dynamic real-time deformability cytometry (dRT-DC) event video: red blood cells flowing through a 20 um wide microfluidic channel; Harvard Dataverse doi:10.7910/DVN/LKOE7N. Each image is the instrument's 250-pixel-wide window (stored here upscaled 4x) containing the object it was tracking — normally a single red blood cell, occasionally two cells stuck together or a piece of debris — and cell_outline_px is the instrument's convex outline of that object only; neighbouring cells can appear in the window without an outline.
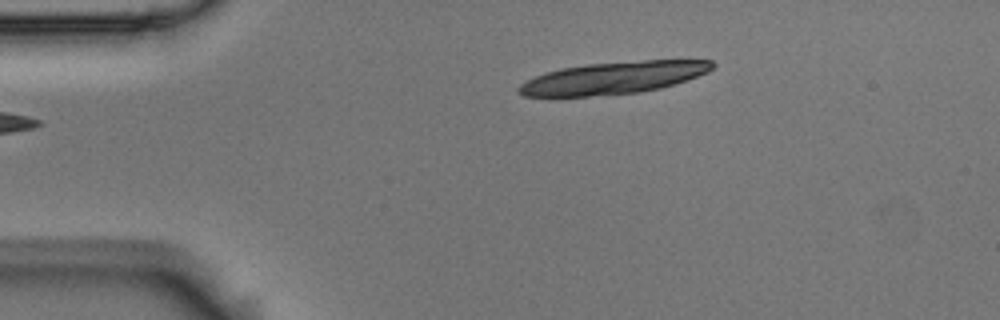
{"species": "Egyptian fruit bat (a non-hibernating species)", "species_latin": "Rousettus aegyptiacus", "temperature_condition": "room temperature", "stored_images_in_passage": 2, "camera_frame_rate_fps": 3000, "um_per_image_px": 0.085, "animal": {"sex": "male"}, "frame": {"image": 1, "passage_image": 2, "time_ms": 0.333, "image_size_px": [1000, 320], "cell_outline_px": [[716, 64], [708, 72], [660, 88], [636, 92], [588, 96], [524, 96], [516, 92], [516, 88], [520, 84], [544, 72], [560, 68], [588, 64], [644, 60], [712, 60]], "centroid_in_image_um": [52.09, 6.61], "position_along_channel_um": 32.9, "area_um2": 35.89}}